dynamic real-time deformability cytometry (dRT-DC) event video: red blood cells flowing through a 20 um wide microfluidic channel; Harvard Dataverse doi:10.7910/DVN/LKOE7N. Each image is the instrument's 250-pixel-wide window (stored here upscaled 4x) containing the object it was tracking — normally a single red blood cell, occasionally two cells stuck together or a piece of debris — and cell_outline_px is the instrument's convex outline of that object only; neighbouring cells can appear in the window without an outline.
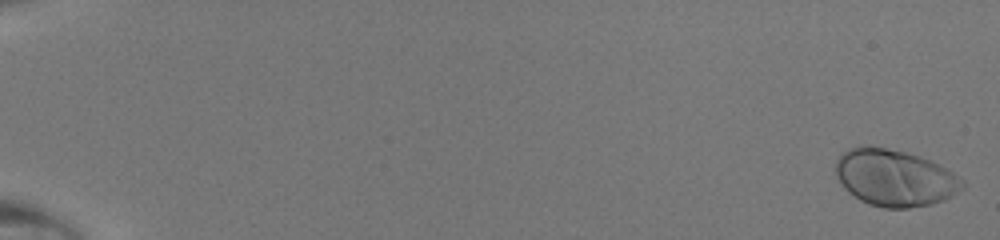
{"species": "human", "species_latin": "Homo sapiens", "temperature_condition": "room temperature", "stored_images_in_passage": 18, "camera_frame_rate_fps": 3000, "um_per_image_px": 0.085, "donor": {"sex": "male"}, "frame": {"image": 1, "passage_image": 1, "time_ms": 0.0, "image_size_px": [1000, 240], "cell_outline_px": [[964, 188], [944, 200], [932, 204], [908, 208], [884, 208], [868, 204], [860, 200], [848, 192], [840, 184], [836, 176], [836, 160], [848, 148], [864, 144], [904, 152], [920, 156], [940, 164], [964, 180]], "centroid_in_image_um": [76.04, 15.11], "position_along_channel_um": 9.0, "area_um2": 42.14}}
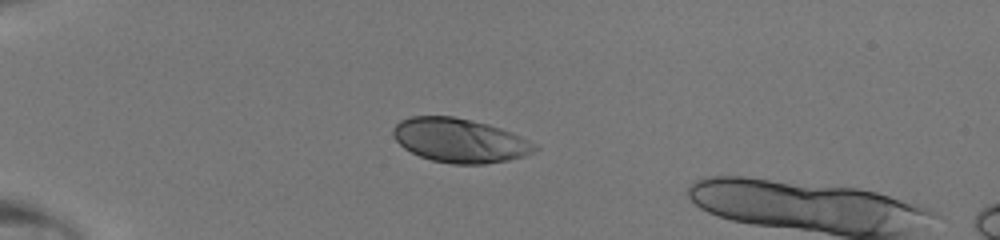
{"frame": {"image": 2, "passage_image": 15, "time_ms": 4.667, "image_size_px": [1000, 240], "cell_outline_px": [[540, 148], [524, 156], [508, 160], [484, 164], [452, 164], [432, 160], [420, 156], [404, 148], [392, 136], [392, 128], [400, 120], [408, 116], [452, 116], [472, 120], [488, 124], [512, 132], [536, 144]], "centroid_in_image_um": [39.06, 11.93], "position_along_channel_um": 45.9, "area_um2": 36.47}}